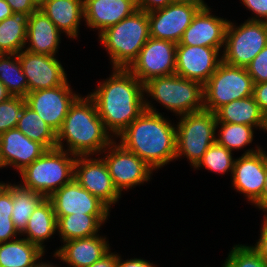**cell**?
Instances as JSON below:
<instances>
[{
    "label": "cell",
    "instance_id": "cell-40",
    "mask_svg": "<svg viewBox=\"0 0 267 267\" xmlns=\"http://www.w3.org/2000/svg\"><path fill=\"white\" fill-rule=\"evenodd\" d=\"M13 13H27L31 15L39 9L35 0H6Z\"/></svg>",
    "mask_w": 267,
    "mask_h": 267
},
{
    "label": "cell",
    "instance_id": "cell-6",
    "mask_svg": "<svg viewBox=\"0 0 267 267\" xmlns=\"http://www.w3.org/2000/svg\"><path fill=\"white\" fill-rule=\"evenodd\" d=\"M144 93L177 116L204 110L203 85L177 74L149 79Z\"/></svg>",
    "mask_w": 267,
    "mask_h": 267
},
{
    "label": "cell",
    "instance_id": "cell-48",
    "mask_svg": "<svg viewBox=\"0 0 267 267\" xmlns=\"http://www.w3.org/2000/svg\"><path fill=\"white\" fill-rule=\"evenodd\" d=\"M12 95L7 91L4 84L0 81V103L10 98Z\"/></svg>",
    "mask_w": 267,
    "mask_h": 267
},
{
    "label": "cell",
    "instance_id": "cell-33",
    "mask_svg": "<svg viewBox=\"0 0 267 267\" xmlns=\"http://www.w3.org/2000/svg\"><path fill=\"white\" fill-rule=\"evenodd\" d=\"M220 125V126H219ZM219 129V134L216 136V142L231 152L242 149L248 146L254 140L255 127L245 124H234L217 122L216 129Z\"/></svg>",
    "mask_w": 267,
    "mask_h": 267
},
{
    "label": "cell",
    "instance_id": "cell-41",
    "mask_svg": "<svg viewBox=\"0 0 267 267\" xmlns=\"http://www.w3.org/2000/svg\"><path fill=\"white\" fill-rule=\"evenodd\" d=\"M253 98L258 104L262 114L267 113V82L254 84L253 87Z\"/></svg>",
    "mask_w": 267,
    "mask_h": 267
},
{
    "label": "cell",
    "instance_id": "cell-13",
    "mask_svg": "<svg viewBox=\"0 0 267 267\" xmlns=\"http://www.w3.org/2000/svg\"><path fill=\"white\" fill-rule=\"evenodd\" d=\"M68 82L50 89L28 92L25 96L26 105L56 133L61 128L70 106L80 96L72 91Z\"/></svg>",
    "mask_w": 267,
    "mask_h": 267
},
{
    "label": "cell",
    "instance_id": "cell-38",
    "mask_svg": "<svg viewBox=\"0 0 267 267\" xmlns=\"http://www.w3.org/2000/svg\"><path fill=\"white\" fill-rule=\"evenodd\" d=\"M246 69L254 84L267 82V45L246 66Z\"/></svg>",
    "mask_w": 267,
    "mask_h": 267
},
{
    "label": "cell",
    "instance_id": "cell-17",
    "mask_svg": "<svg viewBox=\"0 0 267 267\" xmlns=\"http://www.w3.org/2000/svg\"><path fill=\"white\" fill-rule=\"evenodd\" d=\"M219 51L221 48L176 45L175 74L204 85L222 62Z\"/></svg>",
    "mask_w": 267,
    "mask_h": 267
},
{
    "label": "cell",
    "instance_id": "cell-55",
    "mask_svg": "<svg viewBox=\"0 0 267 267\" xmlns=\"http://www.w3.org/2000/svg\"><path fill=\"white\" fill-rule=\"evenodd\" d=\"M0 168L2 169L3 167H2V162H1V159H0Z\"/></svg>",
    "mask_w": 267,
    "mask_h": 267
},
{
    "label": "cell",
    "instance_id": "cell-39",
    "mask_svg": "<svg viewBox=\"0 0 267 267\" xmlns=\"http://www.w3.org/2000/svg\"><path fill=\"white\" fill-rule=\"evenodd\" d=\"M243 5L252 11L255 16L247 20L267 22V0H240ZM264 18V19H263Z\"/></svg>",
    "mask_w": 267,
    "mask_h": 267
},
{
    "label": "cell",
    "instance_id": "cell-7",
    "mask_svg": "<svg viewBox=\"0 0 267 267\" xmlns=\"http://www.w3.org/2000/svg\"><path fill=\"white\" fill-rule=\"evenodd\" d=\"M176 124V157L186 156L194 167L216 141V114L201 110L179 116Z\"/></svg>",
    "mask_w": 267,
    "mask_h": 267
},
{
    "label": "cell",
    "instance_id": "cell-26",
    "mask_svg": "<svg viewBox=\"0 0 267 267\" xmlns=\"http://www.w3.org/2000/svg\"><path fill=\"white\" fill-rule=\"evenodd\" d=\"M110 214H70L57 218V232L62 241L97 235Z\"/></svg>",
    "mask_w": 267,
    "mask_h": 267
},
{
    "label": "cell",
    "instance_id": "cell-18",
    "mask_svg": "<svg viewBox=\"0 0 267 267\" xmlns=\"http://www.w3.org/2000/svg\"><path fill=\"white\" fill-rule=\"evenodd\" d=\"M49 199L56 217L70 214H110V208L75 179L55 191Z\"/></svg>",
    "mask_w": 267,
    "mask_h": 267
},
{
    "label": "cell",
    "instance_id": "cell-20",
    "mask_svg": "<svg viewBox=\"0 0 267 267\" xmlns=\"http://www.w3.org/2000/svg\"><path fill=\"white\" fill-rule=\"evenodd\" d=\"M46 151L43 144L29 139L17 128L0 135V159L4 168L11 166L20 172Z\"/></svg>",
    "mask_w": 267,
    "mask_h": 267
},
{
    "label": "cell",
    "instance_id": "cell-31",
    "mask_svg": "<svg viewBox=\"0 0 267 267\" xmlns=\"http://www.w3.org/2000/svg\"><path fill=\"white\" fill-rule=\"evenodd\" d=\"M44 198L40 193L24 188L20 184H13V210L11 218L19 234L25 230L32 212Z\"/></svg>",
    "mask_w": 267,
    "mask_h": 267
},
{
    "label": "cell",
    "instance_id": "cell-11",
    "mask_svg": "<svg viewBox=\"0 0 267 267\" xmlns=\"http://www.w3.org/2000/svg\"><path fill=\"white\" fill-rule=\"evenodd\" d=\"M205 2L173 1L164 8L148 12L150 37L178 44L186 28Z\"/></svg>",
    "mask_w": 267,
    "mask_h": 267
},
{
    "label": "cell",
    "instance_id": "cell-21",
    "mask_svg": "<svg viewBox=\"0 0 267 267\" xmlns=\"http://www.w3.org/2000/svg\"><path fill=\"white\" fill-rule=\"evenodd\" d=\"M63 244L56 249L54 257L68 267H89L111 251L106 237L99 234L65 241Z\"/></svg>",
    "mask_w": 267,
    "mask_h": 267
},
{
    "label": "cell",
    "instance_id": "cell-53",
    "mask_svg": "<svg viewBox=\"0 0 267 267\" xmlns=\"http://www.w3.org/2000/svg\"><path fill=\"white\" fill-rule=\"evenodd\" d=\"M261 150H262V152H263V154H264V156H265L266 163H267V153H266V151H264V149H263V148H261Z\"/></svg>",
    "mask_w": 267,
    "mask_h": 267
},
{
    "label": "cell",
    "instance_id": "cell-47",
    "mask_svg": "<svg viewBox=\"0 0 267 267\" xmlns=\"http://www.w3.org/2000/svg\"><path fill=\"white\" fill-rule=\"evenodd\" d=\"M13 12L6 0H0V21L12 16Z\"/></svg>",
    "mask_w": 267,
    "mask_h": 267
},
{
    "label": "cell",
    "instance_id": "cell-50",
    "mask_svg": "<svg viewBox=\"0 0 267 267\" xmlns=\"http://www.w3.org/2000/svg\"><path fill=\"white\" fill-rule=\"evenodd\" d=\"M9 187V183L0 182V195Z\"/></svg>",
    "mask_w": 267,
    "mask_h": 267
},
{
    "label": "cell",
    "instance_id": "cell-4",
    "mask_svg": "<svg viewBox=\"0 0 267 267\" xmlns=\"http://www.w3.org/2000/svg\"><path fill=\"white\" fill-rule=\"evenodd\" d=\"M98 35L101 44L108 51L112 69H128L150 38L147 12L136 10L131 16Z\"/></svg>",
    "mask_w": 267,
    "mask_h": 267
},
{
    "label": "cell",
    "instance_id": "cell-19",
    "mask_svg": "<svg viewBox=\"0 0 267 267\" xmlns=\"http://www.w3.org/2000/svg\"><path fill=\"white\" fill-rule=\"evenodd\" d=\"M206 4L194 16L177 45L224 48L229 20L214 16Z\"/></svg>",
    "mask_w": 267,
    "mask_h": 267
},
{
    "label": "cell",
    "instance_id": "cell-52",
    "mask_svg": "<svg viewBox=\"0 0 267 267\" xmlns=\"http://www.w3.org/2000/svg\"><path fill=\"white\" fill-rule=\"evenodd\" d=\"M174 1L204 2V0H174Z\"/></svg>",
    "mask_w": 267,
    "mask_h": 267
},
{
    "label": "cell",
    "instance_id": "cell-24",
    "mask_svg": "<svg viewBox=\"0 0 267 267\" xmlns=\"http://www.w3.org/2000/svg\"><path fill=\"white\" fill-rule=\"evenodd\" d=\"M84 0H44L39 9L61 33L71 39L78 37L79 25L84 18ZM63 31V32H62Z\"/></svg>",
    "mask_w": 267,
    "mask_h": 267
},
{
    "label": "cell",
    "instance_id": "cell-37",
    "mask_svg": "<svg viewBox=\"0 0 267 267\" xmlns=\"http://www.w3.org/2000/svg\"><path fill=\"white\" fill-rule=\"evenodd\" d=\"M25 104V97L21 96H11L0 103V135L16 128Z\"/></svg>",
    "mask_w": 267,
    "mask_h": 267
},
{
    "label": "cell",
    "instance_id": "cell-12",
    "mask_svg": "<svg viewBox=\"0 0 267 267\" xmlns=\"http://www.w3.org/2000/svg\"><path fill=\"white\" fill-rule=\"evenodd\" d=\"M176 45L169 40L150 37L128 69L143 84L154 77L173 75L176 72Z\"/></svg>",
    "mask_w": 267,
    "mask_h": 267
},
{
    "label": "cell",
    "instance_id": "cell-22",
    "mask_svg": "<svg viewBox=\"0 0 267 267\" xmlns=\"http://www.w3.org/2000/svg\"><path fill=\"white\" fill-rule=\"evenodd\" d=\"M86 26L98 30L105 29L131 16L136 10L135 0H84Z\"/></svg>",
    "mask_w": 267,
    "mask_h": 267
},
{
    "label": "cell",
    "instance_id": "cell-15",
    "mask_svg": "<svg viewBox=\"0 0 267 267\" xmlns=\"http://www.w3.org/2000/svg\"><path fill=\"white\" fill-rule=\"evenodd\" d=\"M246 150L242 156L235 160L232 171V185L234 190L242 193L253 205L261 198L266 175V159L261 150Z\"/></svg>",
    "mask_w": 267,
    "mask_h": 267
},
{
    "label": "cell",
    "instance_id": "cell-42",
    "mask_svg": "<svg viewBox=\"0 0 267 267\" xmlns=\"http://www.w3.org/2000/svg\"><path fill=\"white\" fill-rule=\"evenodd\" d=\"M262 228H260V238L252 248L261 256V258L267 263V215L263 216Z\"/></svg>",
    "mask_w": 267,
    "mask_h": 267
},
{
    "label": "cell",
    "instance_id": "cell-28",
    "mask_svg": "<svg viewBox=\"0 0 267 267\" xmlns=\"http://www.w3.org/2000/svg\"><path fill=\"white\" fill-rule=\"evenodd\" d=\"M217 122L245 124L262 129L264 115L253 96L233 100L220 107L216 112Z\"/></svg>",
    "mask_w": 267,
    "mask_h": 267
},
{
    "label": "cell",
    "instance_id": "cell-44",
    "mask_svg": "<svg viewBox=\"0 0 267 267\" xmlns=\"http://www.w3.org/2000/svg\"><path fill=\"white\" fill-rule=\"evenodd\" d=\"M117 253V267H156L155 264L150 261L144 260L143 258H134L123 260Z\"/></svg>",
    "mask_w": 267,
    "mask_h": 267
},
{
    "label": "cell",
    "instance_id": "cell-30",
    "mask_svg": "<svg viewBox=\"0 0 267 267\" xmlns=\"http://www.w3.org/2000/svg\"><path fill=\"white\" fill-rule=\"evenodd\" d=\"M16 128L29 139L43 144L47 149L56 148V132L26 104Z\"/></svg>",
    "mask_w": 267,
    "mask_h": 267
},
{
    "label": "cell",
    "instance_id": "cell-34",
    "mask_svg": "<svg viewBox=\"0 0 267 267\" xmlns=\"http://www.w3.org/2000/svg\"><path fill=\"white\" fill-rule=\"evenodd\" d=\"M232 155L230 150L215 141L193 168L199 169L202 166L217 174H225L228 171L232 174L236 160Z\"/></svg>",
    "mask_w": 267,
    "mask_h": 267
},
{
    "label": "cell",
    "instance_id": "cell-5",
    "mask_svg": "<svg viewBox=\"0 0 267 267\" xmlns=\"http://www.w3.org/2000/svg\"><path fill=\"white\" fill-rule=\"evenodd\" d=\"M76 155L60 148L47 151L20 171L24 188L49 198L55 191L74 179Z\"/></svg>",
    "mask_w": 267,
    "mask_h": 267
},
{
    "label": "cell",
    "instance_id": "cell-45",
    "mask_svg": "<svg viewBox=\"0 0 267 267\" xmlns=\"http://www.w3.org/2000/svg\"><path fill=\"white\" fill-rule=\"evenodd\" d=\"M89 267H117V254L109 251L100 260Z\"/></svg>",
    "mask_w": 267,
    "mask_h": 267
},
{
    "label": "cell",
    "instance_id": "cell-25",
    "mask_svg": "<svg viewBox=\"0 0 267 267\" xmlns=\"http://www.w3.org/2000/svg\"><path fill=\"white\" fill-rule=\"evenodd\" d=\"M56 231L57 218L52 202L49 198H44L32 212L21 235L25 234V239L45 251V240L51 238Z\"/></svg>",
    "mask_w": 267,
    "mask_h": 267
},
{
    "label": "cell",
    "instance_id": "cell-43",
    "mask_svg": "<svg viewBox=\"0 0 267 267\" xmlns=\"http://www.w3.org/2000/svg\"><path fill=\"white\" fill-rule=\"evenodd\" d=\"M174 0H135L137 10L151 12L160 8H164L171 4Z\"/></svg>",
    "mask_w": 267,
    "mask_h": 267
},
{
    "label": "cell",
    "instance_id": "cell-27",
    "mask_svg": "<svg viewBox=\"0 0 267 267\" xmlns=\"http://www.w3.org/2000/svg\"><path fill=\"white\" fill-rule=\"evenodd\" d=\"M44 253V250L24 237L2 242L0 243V267H35Z\"/></svg>",
    "mask_w": 267,
    "mask_h": 267
},
{
    "label": "cell",
    "instance_id": "cell-49",
    "mask_svg": "<svg viewBox=\"0 0 267 267\" xmlns=\"http://www.w3.org/2000/svg\"><path fill=\"white\" fill-rule=\"evenodd\" d=\"M35 267H59V266H55L52 265L51 263H47L46 261L45 262H42V260L35 266Z\"/></svg>",
    "mask_w": 267,
    "mask_h": 267
},
{
    "label": "cell",
    "instance_id": "cell-1",
    "mask_svg": "<svg viewBox=\"0 0 267 267\" xmlns=\"http://www.w3.org/2000/svg\"><path fill=\"white\" fill-rule=\"evenodd\" d=\"M108 79L88 94L105 128L117 137L145 110L144 84L129 69L113 68Z\"/></svg>",
    "mask_w": 267,
    "mask_h": 267
},
{
    "label": "cell",
    "instance_id": "cell-8",
    "mask_svg": "<svg viewBox=\"0 0 267 267\" xmlns=\"http://www.w3.org/2000/svg\"><path fill=\"white\" fill-rule=\"evenodd\" d=\"M254 83L246 67L221 62L203 85L204 110L215 113L233 100L253 95Z\"/></svg>",
    "mask_w": 267,
    "mask_h": 267
},
{
    "label": "cell",
    "instance_id": "cell-3",
    "mask_svg": "<svg viewBox=\"0 0 267 267\" xmlns=\"http://www.w3.org/2000/svg\"><path fill=\"white\" fill-rule=\"evenodd\" d=\"M110 137L113 138V135L99 117L94 100L89 95L79 96L56 133V147L76 156L101 155L114 141ZM64 141L67 142V149Z\"/></svg>",
    "mask_w": 267,
    "mask_h": 267
},
{
    "label": "cell",
    "instance_id": "cell-54",
    "mask_svg": "<svg viewBox=\"0 0 267 267\" xmlns=\"http://www.w3.org/2000/svg\"><path fill=\"white\" fill-rule=\"evenodd\" d=\"M38 5H40L44 0H35Z\"/></svg>",
    "mask_w": 267,
    "mask_h": 267
},
{
    "label": "cell",
    "instance_id": "cell-9",
    "mask_svg": "<svg viewBox=\"0 0 267 267\" xmlns=\"http://www.w3.org/2000/svg\"><path fill=\"white\" fill-rule=\"evenodd\" d=\"M267 45V22L246 20L240 26L228 22L222 61L246 67Z\"/></svg>",
    "mask_w": 267,
    "mask_h": 267
},
{
    "label": "cell",
    "instance_id": "cell-16",
    "mask_svg": "<svg viewBox=\"0 0 267 267\" xmlns=\"http://www.w3.org/2000/svg\"><path fill=\"white\" fill-rule=\"evenodd\" d=\"M18 58L28 83V92L54 88L68 81L64 67L55 56L22 50Z\"/></svg>",
    "mask_w": 267,
    "mask_h": 267
},
{
    "label": "cell",
    "instance_id": "cell-14",
    "mask_svg": "<svg viewBox=\"0 0 267 267\" xmlns=\"http://www.w3.org/2000/svg\"><path fill=\"white\" fill-rule=\"evenodd\" d=\"M74 179L109 208L121 197L102 157L96 159L91 158V155L77 156L74 165Z\"/></svg>",
    "mask_w": 267,
    "mask_h": 267
},
{
    "label": "cell",
    "instance_id": "cell-10",
    "mask_svg": "<svg viewBox=\"0 0 267 267\" xmlns=\"http://www.w3.org/2000/svg\"><path fill=\"white\" fill-rule=\"evenodd\" d=\"M117 143V144H116ZM109 151V152H108ZM107 152V154H105ZM112 182L121 194L123 190L148 182L154 171L133 152L126 150L115 140L101 154Z\"/></svg>",
    "mask_w": 267,
    "mask_h": 267
},
{
    "label": "cell",
    "instance_id": "cell-32",
    "mask_svg": "<svg viewBox=\"0 0 267 267\" xmlns=\"http://www.w3.org/2000/svg\"><path fill=\"white\" fill-rule=\"evenodd\" d=\"M0 81L12 96L25 97L28 94V83L18 54H0Z\"/></svg>",
    "mask_w": 267,
    "mask_h": 267
},
{
    "label": "cell",
    "instance_id": "cell-2",
    "mask_svg": "<svg viewBox=\"0 0 267 267\" xmlns=\"http://www.w3.org/2000/svg\"><path fill=\"white\" fill-rule=\"evenodd\" d=\"M145 98V110L117 136L120 144L158 170L176 157V127Z\"/></svg>",
    "mask_w": 267,
    "mask_h": 267
},
{
    "label": "cell",
    "instance_id": "cell-36",
    "mask_svg": "<svg viewBox=\"0 0 267 267\" xmlns=\"http://www.w3.org/2000/svg\"><path fill=\"white\" fill-rule=\"evenodd\" d=\"M228 267H267V263L251 246L237 244L225 260Z\"/></svg>",
    "mask_w": 267,
    "mask_h": 267
},
{
    "label": "cell",
    "instance_id": "cell-46",
    "mask_svg": "<svg viewBox=\"0 0 267 267\" xmlns=\"http://www.w3.org/2000/svg\"><path fill=\"white\" fill-rule=\"evenodd\" d=\"M264 181H265V184H264L261 198L254 205L255 207H258L259 210L261 209L263 210L264 213H267V164H266V175H265Z\"/></svg>",
    "mask_w": 267,
    "mask_h": 267
},
{
    "label": "cell",
    "instance_id": "cell-35",
    "mask_svg": "<svg viewBox=\"0 0 267 267\" xmlns=\"http://www.w3.org/2000/svg\"><path fill=\"white\" fill-rule=\"evenodd\" d=\"M13 210V184L0 195V243L18 238L19 232L16 230L12 220Z\"/></svg>",
    "mask_w": 267,
    "mask_h": 267
},
{
    "label": "cell",
    "instance_id": "cell-29",
    "mask_svg": "<svg viewBox=\"0 0 267 267\" xmlns=\"http://www.w3.org/2000/svg\"><path fill=\"white\" fill-rule=\"evenodd\" d=\"M29 14L13 13L0 21V54H18L26 46Z\"/></svg>",
    "mask_w": 267,
    "mask_h": 267
},
{
    "label": "cell",
    "instance_id": "cell-23",
    "mask_svg": "<svg viewBox=\"0 0 267 267\" xmlns=\"http://www.w3.org/2000/svg\"><path fill=\"white\" fill-rule=\"evenodd\" d=\"M61 32L52 21L40 10L29 15L24 48L32 53L56 56L61 43Z\"/></svg>",
    "mask_w": 267,
    "mask_h": 267
},
{
    "label": "cell",
    "instance_id": "cell-51",
    "mask_svg": "<svg viewBox=\"0 0 267 267\" xmlns=\"http://www.w3.org/2000/svg\"><path fill=\"white\" fill-rule=\"evenodd\" d=\"M262 130L267 131V113L264 114V117H263V127H262Z\"/></svg>",
    "mask_w": 267,
    "mask_h": 267
}]
</instances>
